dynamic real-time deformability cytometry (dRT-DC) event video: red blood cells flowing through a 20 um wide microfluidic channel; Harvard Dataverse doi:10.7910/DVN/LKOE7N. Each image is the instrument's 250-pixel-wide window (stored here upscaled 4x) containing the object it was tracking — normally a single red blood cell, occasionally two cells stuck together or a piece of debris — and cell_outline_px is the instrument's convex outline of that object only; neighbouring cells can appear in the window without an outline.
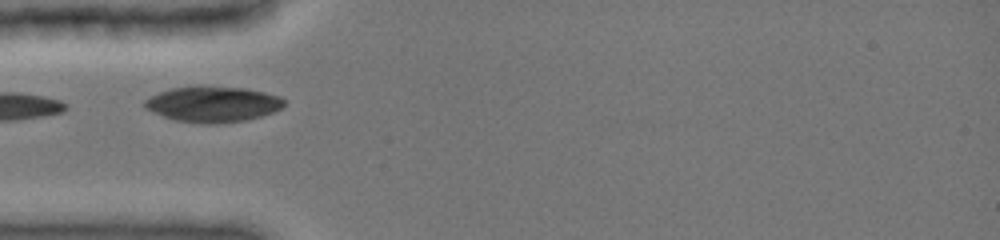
{"species": "common noctule bat (a hibernating species)", "species_latin": "Nyctalus noctula", "temperature_condition": "cold", "stored_images_in_passage": 24, "camera_frame_rate_fps": 3000, "um_per_image_px": 0.085, "animal": {"sex": "female", "body_mass_g": 19.0, "forearm_length_mm": 51.5}, "frame": {"image": 1, "passage_image": 1, "time_ms": 0.0, "image_size_px": [1000, 240], "cell_outline_px": [[284, 104], [280, 108], [272, 112], [260, 116], [244, 120], [216, 124], [200, 124], [172, 120], [152, 112], [144, 108], [144, 100], [160, 92], [172, 88], [196, 84], [204, 84], [244, 88], [264, 92], [280, 96], [284, 100]], "centroid_in_image_um": [18.04, 8.83], "position_along_channel_um": 67.0, "area_um2": 29.54}}